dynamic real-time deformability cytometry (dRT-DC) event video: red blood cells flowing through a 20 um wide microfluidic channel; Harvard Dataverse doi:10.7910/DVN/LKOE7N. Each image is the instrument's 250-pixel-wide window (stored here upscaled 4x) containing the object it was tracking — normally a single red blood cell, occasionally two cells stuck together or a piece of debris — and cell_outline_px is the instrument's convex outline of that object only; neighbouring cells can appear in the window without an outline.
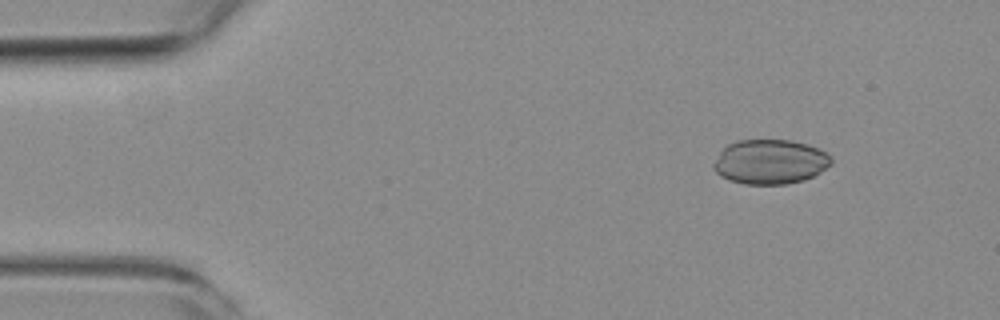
{"species": "common noctule bat (a hibernating species)", "species_latin": "Nyctalus noctula", "temperature_condition": "room temperature", "stored_images_in_passage": 5, "camera_frame_rate_fps": 3000, "um_per_image_px": 0.085, "animal": {"sex": "female", "body_mass_g": 19.3, "forearm_length_mm": 54.1}, "frame": {"image": 1, "passage_image": 1, "time_ms": 0.0, "image_size_px": [1000, 320], "cell_outline_px": [[832, 164], [820, 172], [804, 180], [788, 184], [744, 184], [728, 180], [720, 176], [712, 168], [712, 164], [720, 152], [728, 144], [736, 140], [792, 140], [808, 144], [820, 148], [832, 156]], "centroid_in_image_um": [65.47, 13.75], "position_along_channel_um": 19.5, "area_um2": 30.92}}
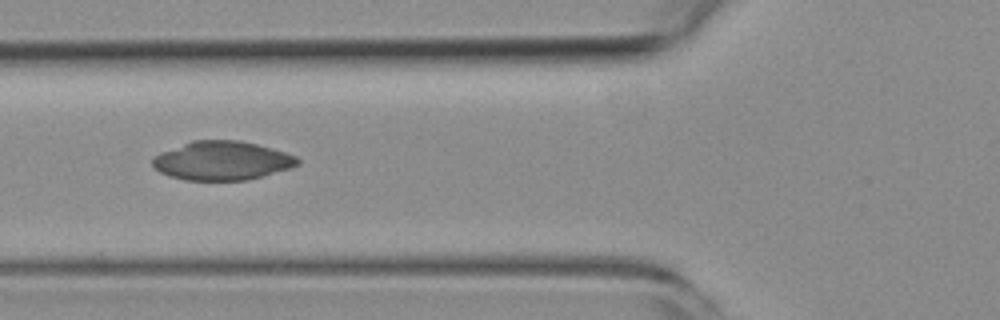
{"frame": {"image": 2, "passage_image": 5, "time_ms": 4.667, "image_size_px": [1000, 320], "cell_outline_px": [[300, 164], [288, 168], [248, 180], [184, 180], [168, 176], [160, 172], [152, 164], [152, 156], [160, 152], [192, 140], [240, 140], [272, 148], [296, 156], [300, 160]], "centroid_in_image_um": [18.84, 13.65], "position_along_channel_um": 107.0, "area_um2": 32.83}}